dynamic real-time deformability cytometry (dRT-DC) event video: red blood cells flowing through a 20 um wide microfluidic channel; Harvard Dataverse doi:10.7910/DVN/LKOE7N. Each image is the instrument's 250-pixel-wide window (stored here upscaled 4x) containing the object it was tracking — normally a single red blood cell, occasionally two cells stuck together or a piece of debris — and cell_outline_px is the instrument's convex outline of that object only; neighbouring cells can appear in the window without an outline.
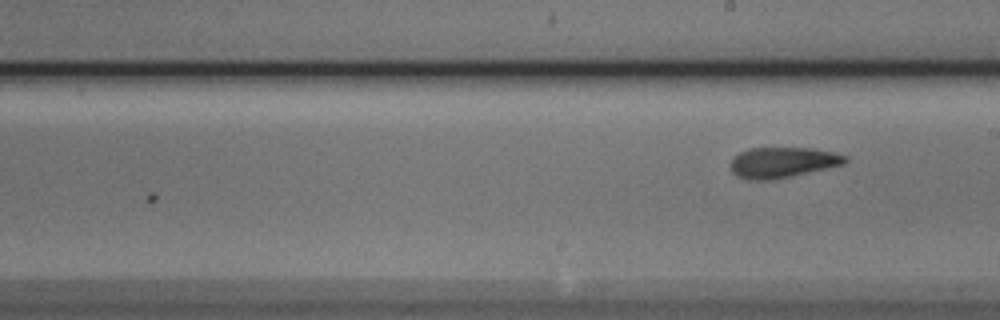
{"species": "Egyptian fruit bat (a non-hibernating species)", "species_latin": "Rousettus aegyptiacus", "temperature_condition": "cold", "stored_images_in_passage": 8, "camera_frame_rate_fps": 3000, "um_per_image_px": 0.085, "animal": {"sex": "male"}, "frame": {"image": 1, "passage_image": 8, "time_ms": 2.333, "image_size_px": [1000, 320], "cell_outline_px": [[848, 160], [844, 164], [788, 176], [768, 180], [748, 180], [736, 176], [732, 172], [732, 156], [748, 148], [812, 148], [836, 152], [848, 156]], "centroid_in_image_um": [66.51, 13.79], "position_along_channel_um": 222.5, "area_um2": 20.29}}